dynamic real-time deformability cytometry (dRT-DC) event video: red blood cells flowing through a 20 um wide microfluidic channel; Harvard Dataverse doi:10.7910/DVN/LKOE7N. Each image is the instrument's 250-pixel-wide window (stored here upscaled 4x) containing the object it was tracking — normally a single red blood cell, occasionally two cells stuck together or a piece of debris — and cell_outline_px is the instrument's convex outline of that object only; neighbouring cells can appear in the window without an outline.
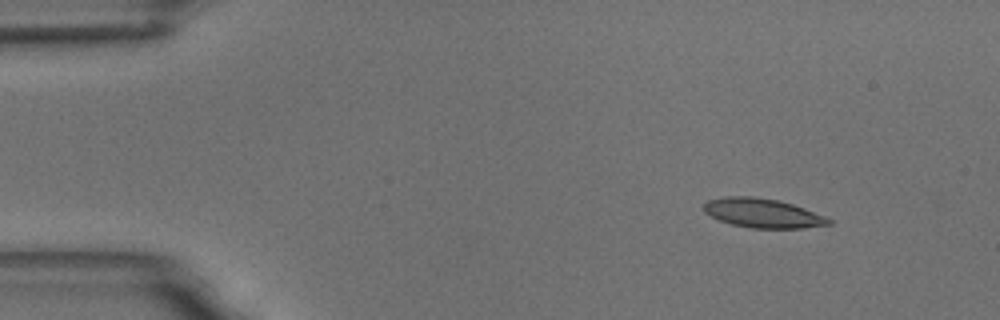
{"species": "common noctule bat (a hibernating species)", "species_latin": "Nyctalus noctula", "temperature_condition": "room temperature", "stored_images_in_passage": 52, "camera_frame_rate_fps": 3000, "um_per_image_px": 0.085, "animal": {"sex": "male", "body_mass_g": 18.8}, "frame": {"image": 1, "passage_image": 1, "time_ms": 0.0, "image_size_px": [1000, 320], "cell_outline_px": [[832, 224], [804, 228], [752, 228], [732, 224], [720, 220], [704, 212], [704, 204], [708, 200], [724, 196], [752, 196], [776, 200], [792, 204], [804, 208], [824, 216], [832, 220]], "centroid_in_image_um": [64.83, 18.11], "position_along_channel_um": 20.2, "area_um2": 21.1}}
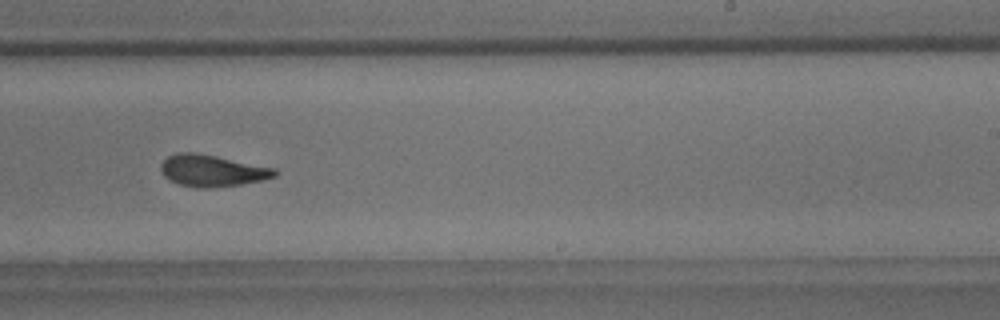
{"frame": {"image": 2, "passage_image": 30, "time_ms": 9.667, "image_size_px": [1000, 320], "cell_outline_px": [[280, 172], [276, 176], [264, 180], [240, 184], [212, 188], [196, 188], [180, 184], [164, 176], [160, 168], [160, 164], [168, 156], [176, 152], [196, 152], [276, 168]], "centroid_in_image_um": [18.06, 14.5], "position_along_channel_um": 270.9, "area_um2": 21.15}}
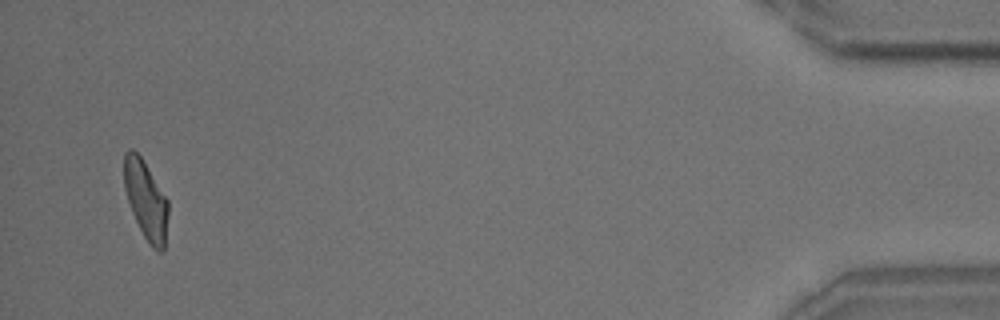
{"frame": {"image": 3, "passage_image": 50, "time_ms": 16.333, "image_size_px": [1000, 320], "cell_outline_px": [[168, 216], [164, 252], [160, 252], [152, 248], [144, 236], [132, 212], [124, 188], [124, 152], [128, 148], [132, 148], [140, 156], [168, 200]], "centroid_in_image_um": [12.4, 17.01], "position_along_channel_um": 422.8, "area_um2": 20.06}, "authors_computed_cell_mechanics": {"area_um2": 20.9525, "velocity_mm_per_s": 3.4953, "shape_relaxation_time_tau1_ms": 10.294, "shape_relaxation_time_tau2_ms": 3.0236, "deformation_change_tau1": 0.2238, "deformation_change_tau2": 0.103}}